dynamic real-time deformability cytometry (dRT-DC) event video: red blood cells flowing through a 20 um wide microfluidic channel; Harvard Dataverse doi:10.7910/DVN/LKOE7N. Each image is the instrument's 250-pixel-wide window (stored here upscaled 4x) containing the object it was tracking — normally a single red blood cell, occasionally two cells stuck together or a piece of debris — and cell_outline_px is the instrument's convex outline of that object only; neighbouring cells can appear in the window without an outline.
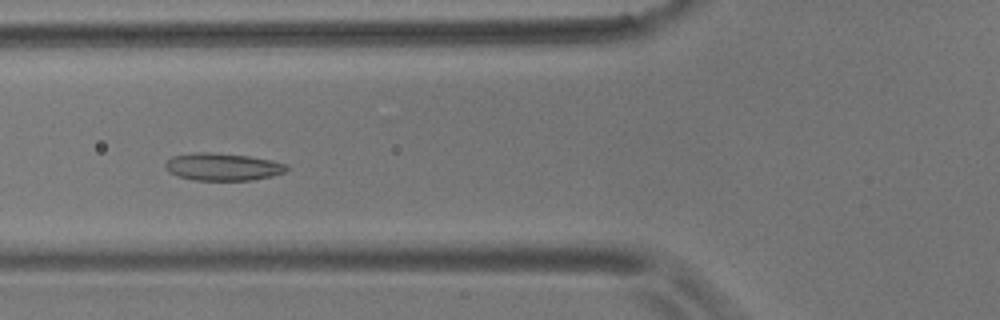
{"species": "common noctule bat (a hibernating species)", "species_latin": "Nyctalus noctula", "temperature_condition": "room temperature", "stored_images_in_passage": 4, "camera_frame_rate_fps": 3000, "um_per_image_px": 0.085, "animal": {"sex": "male", "body_mass_g": 17.9}, "frame": {"image": 1, "passage_image": 3, "time_ms": 2.333, "image_size_px": [1000, 320], "cell_outline_px": [[288, 168], [284, 172], [272, 176], [252, 180], [196, 180], [176, 176], [168, 172], [164, 168], [164, 164], [172, 156], [192, 152], [212, 152], [248, 156], [272, 160], [288, 164]], "centroid_in_image_um": [18.9, 14.17], "position_along_channel_um": 106.9, "area_um2": 19.59}}
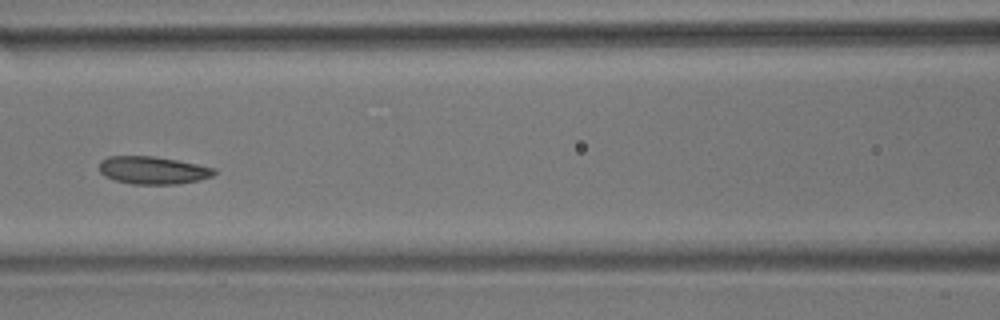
{"frame": {"image": 2, "passage_image": 4, "time_ms": 3.667, "image_size_px": [1000, 320], "cell_outline_px": [[216, 172], [212, 176], [200, 180], [176, 184], [132, 184], [116, 180], [104, 176], [100, 172], [100, 160], [108, 156], [152, 156], [176, 160], [216, 168]], "centroid_in_image_um": [12.99, 14.47], "position_along_channel_um": 153.6, "area_um2": 18.5}}